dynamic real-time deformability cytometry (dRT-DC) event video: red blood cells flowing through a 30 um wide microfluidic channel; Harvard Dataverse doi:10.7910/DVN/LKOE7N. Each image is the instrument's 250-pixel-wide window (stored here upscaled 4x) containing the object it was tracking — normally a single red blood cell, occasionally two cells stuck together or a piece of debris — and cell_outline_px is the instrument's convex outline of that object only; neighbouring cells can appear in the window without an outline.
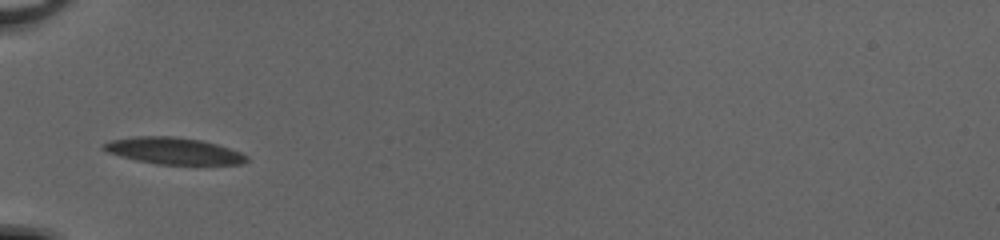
{"species": "common noctule bat (a hibernating species)", "species_latin": "Nyctalus noctula", "temperature_condition": "cold", "stored_images_in_passage": 35, "camera_frame_rate_fps": 3000, "um_per_image_px": 0.085, "animal": {"sex": "female", "body_mass_g": 20.0, "forearm_length_mm": 54.0}, "frame": {"image": 1, "passage_image": 1, "time_ms": 0.0, "image_size_px": [1000, 240], "cell_outline_px": [[248, 160], [240, 164], [156, 164], [136, 160], [120, 156], [108, 152], [100, 148], [100, 144], [108, 140], [136, 136], [172, 136], [200, 140], [216, 144], [240, 152], [248, 156]], "centroid_in_image_um": [14.68, 12.81], "position_along_channel_um": 70.3, "area_um2": 22.2}}
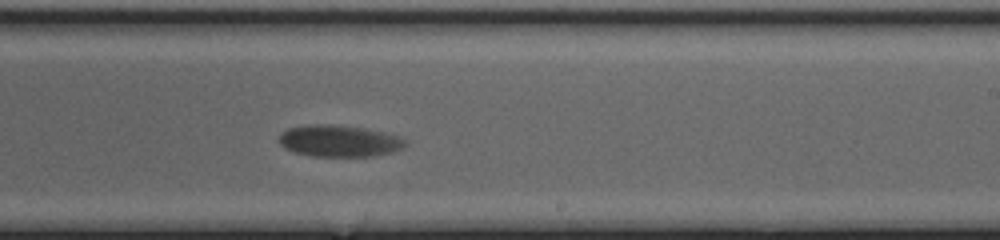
{"frame": {"image": 2, "passage_image": 16, "time_ms": 5.0, "image_size_px": [1000, 240], "cell_outline_px": [[404, 144], [400, 148], [392, 152], [372, 156], [312, 156], [296, 152], [284, 148], [276, 140], [280, 132], [288, 128], [312, 124], [332, 124], [364, 128], [384, 132], [400, 136], [404, 140]], "centroid_in_image_um": [28.76, 11.97], "position_along_channel_um": 260.2, "area_um2": 23.29}}
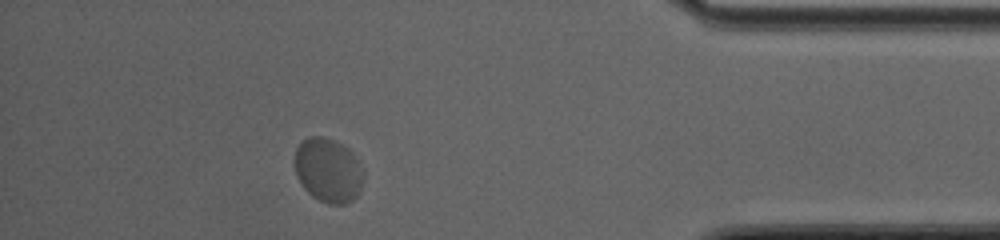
{"frame": {"image": 3, "passage_image": 30, "time_ms": 9.667, "image_size_px": [1000, 240], "cell_outline_px": [[364, 176], [360, 192], [352, 200], [344, 204], [328, 204], [312, 196], [300, 184], [296, 176], [292, 160], [296, 148], [308, 136], [324, 136], [336, 140], [348, 148], [352, 152], [360, 164], [364, 172]], "centroid_in_image_um": [27.87, 14.46], "position_along_channel_um": 407.3, "area_um2": 26.3}, "authors_computed_cell_mechanics": {"area_um2": 23.987, "velocity_mm_per_s": 3.874, "shape_relaxation_time_tau1_ms": 4.6547, "shape_relaxation_time_tau2_ms": null, "deformation_change_tau1": 0.1089, "deformation_change_tau2": null}}